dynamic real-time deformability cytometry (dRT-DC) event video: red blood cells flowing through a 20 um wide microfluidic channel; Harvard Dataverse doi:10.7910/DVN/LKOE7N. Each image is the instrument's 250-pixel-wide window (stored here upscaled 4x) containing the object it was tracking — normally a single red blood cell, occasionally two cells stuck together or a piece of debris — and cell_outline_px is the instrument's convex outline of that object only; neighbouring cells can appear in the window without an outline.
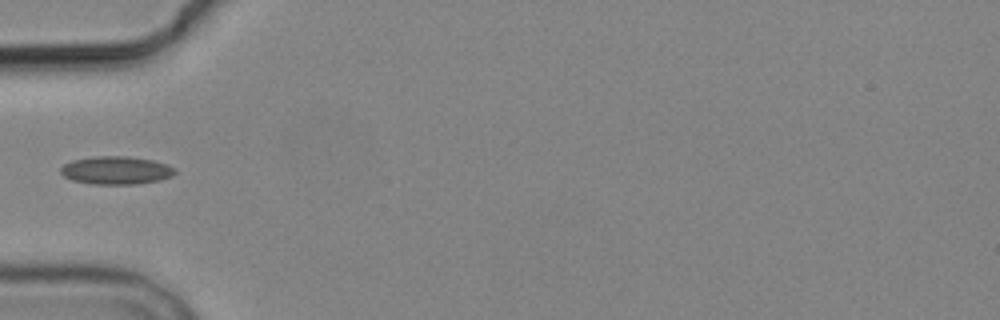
{"species": "common noctule bat (a hibernating species)", "species_latin": "Nyctalus noctula", "temperature_condition": "cold", "stored_images_in_passage": 6, "camera_frame_rate_fps": 3000, "um_per_image_px": 0.085, "animal": {"sex": "male", "body_mass_g": 19.2, "forearm_length_mm": 51.8}, "frame": {"image": 1, "passage_image": 6, "time_ms": 5.667, "image_size_px": [1000, 320], "cell_outline_px": [[176, 172], [172, 176], [160, 180], [136, 184], [92, 184], [72, 180], [64, 176], [60, 172], [60, 168], [64, 164], [72, 160], [92, 156], [128, 156], [152, 160], [168, 164], [176, 168]], "centroid_in_image_um": [9.88, 14.47], "position_along_channel_um": 75.1, "area_um2": 18.84}}